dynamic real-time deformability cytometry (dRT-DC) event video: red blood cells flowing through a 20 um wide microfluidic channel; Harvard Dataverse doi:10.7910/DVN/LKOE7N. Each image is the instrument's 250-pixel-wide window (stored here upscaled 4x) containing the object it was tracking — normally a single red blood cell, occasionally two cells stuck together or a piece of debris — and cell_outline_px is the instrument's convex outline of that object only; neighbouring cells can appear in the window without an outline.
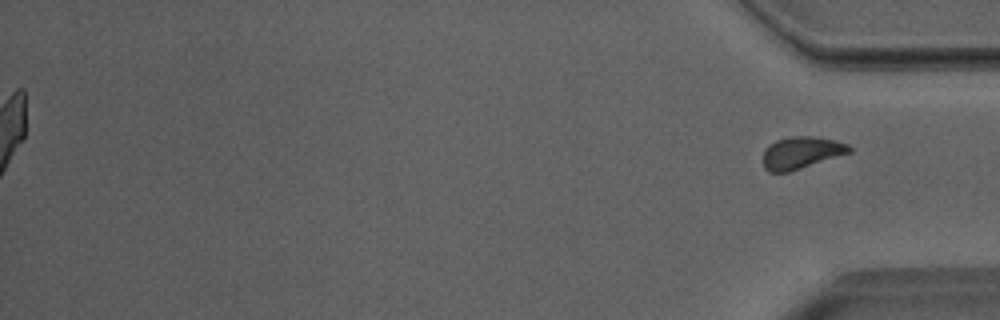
{"species": "Egyptian fruit bat (a non-hibernating species)", "species_latin": "Rousettus aegyptiacus", "temperature_condition": "room temperature", "stored_images_in_passage": 41, "segment_of_instrument_passage": [2, 2], "camera_frame_rate_fps": 3000, "um_per_image_px": 0.085, "animal": {"sex": "male"}, "frame": {"image": 1, "passage_image": 41, "time_ms": 13.333, "image_size_px": [1000, 320], "cell_outline_px": [[852, 152], [788, 172], [768, 172], [764, 168], [764, 148], [768, 144], [776, 140], [788, 136], [812, 136], [836, 140], [848, 144], [852, 148]], "centroid_in_image_um": [68.11, 12.96], "position_along_channel_um": 367.1, "area_um2": 16.24}}